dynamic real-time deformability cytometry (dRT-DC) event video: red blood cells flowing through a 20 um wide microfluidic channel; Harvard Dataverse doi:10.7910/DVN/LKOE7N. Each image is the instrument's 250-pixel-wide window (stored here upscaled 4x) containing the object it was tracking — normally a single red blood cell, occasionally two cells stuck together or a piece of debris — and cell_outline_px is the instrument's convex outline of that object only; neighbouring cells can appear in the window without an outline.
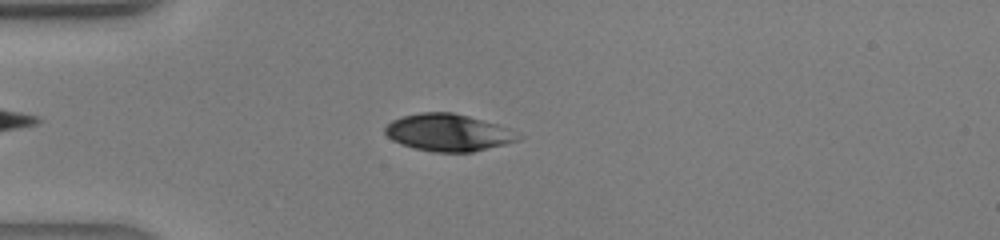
{"species": "human", "species_latin": "Homo sapiens", "temperature_condition": "warm", "stored_images_in_passage": 39, "camera_frame_rate_fps": 3000, "um_per_image_px": 0.085, "donor": {"sex": "male"}, "frame": {"image": 1, "passage_image": 9, "time_ms": 2.667, "image_size_px": [1000, 240], "cell_outline_px": [[524, 136], [520, 140], [472, 152], [432, 152], [400, 144], [392, 140], [384, 132], [384, 128], [392, 120], [404, 116], [420, 112], [452, 112], [468, 116], [496, 124], [508, 128]], "centroid_in_image_um": [38.1, 11.27], "position_along_channel_um": 46.9, "area_um2": 28.73}}
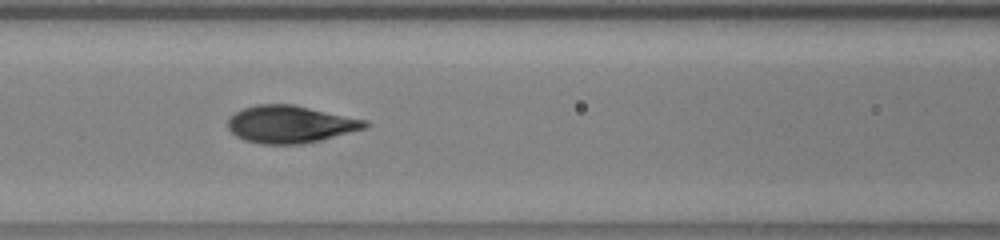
{"frame": {"image": 2, "passage_image": 16, "time_ms": 5.0, "image_size_px": [1000, 240], "cell_outline_px": [[372, 124], [368, 128], [320, 140], [300, 144], [260, 144], [244, 140], [236, 136], [228, 128], [228, 116], [244, 108], [256, 104], [292, 104], [368, 120]], "centroid_in_image_um": [24.7, 10.56], "position_along_channel_um": 141.9, "area_um2": 30.06}}
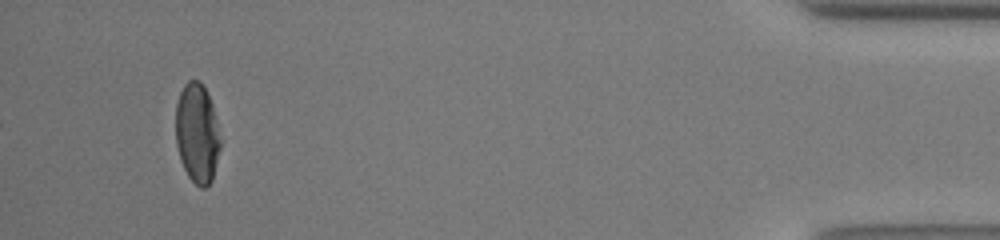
{"frame": {"image": 3, "passage_image": 37, "time_ms": 12.0, "image_size_px": [1000, 240], "cell_outline_px": [[220, 148], [212, 180], [204, 188], [200, 188], [188, 176], [180, 160], [176, 144], [176, 104], [180, 92], [184, 84], [188, 80], [200, 80], [212, 104], [216, 120], [220, 140]], "centroid_in_image_um": [16.74, 11.33], "position_along_channel_um": 418.5, "area_um2": 25.78}}